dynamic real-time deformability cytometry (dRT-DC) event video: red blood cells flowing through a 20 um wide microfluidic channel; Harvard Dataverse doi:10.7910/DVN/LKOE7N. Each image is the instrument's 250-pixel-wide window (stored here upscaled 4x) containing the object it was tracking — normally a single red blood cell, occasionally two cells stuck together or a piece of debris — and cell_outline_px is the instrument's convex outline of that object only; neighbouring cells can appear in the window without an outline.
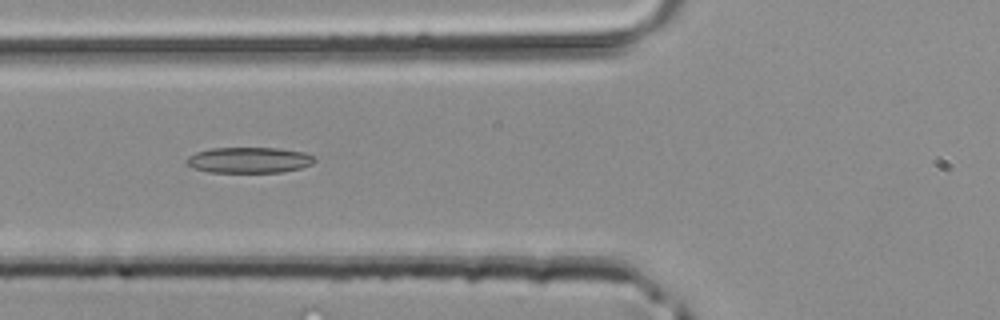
{"species": "common noctule bat (a hibernating species)", "species_latin": "Nyctalus noctula", "temperature_condition": "room temperature", "stored_images_in_passage": 43, "camera_frame_rate_fps": 3000, "um_per_image_px": 0.085, "animal": {"sex": "male", "body_mass_g": 20.4}, "frame": {"image": 1, "passage_image": 16, "time_ms": 5.0, "image_size_px": [1000, 320], "cell_outline_px": [[316, 160], [312, 164], [300, 168], [280, 172], [208, 172], [192, 168], [184, 160], [188, 156], [196, 152], [212, 148], [280, 148], [304, 152], [312, 156]], "centroid_in_image_um": [21.14, 13.6], "position_along_channel_um": 104.7, "area_um2": 19.25}}
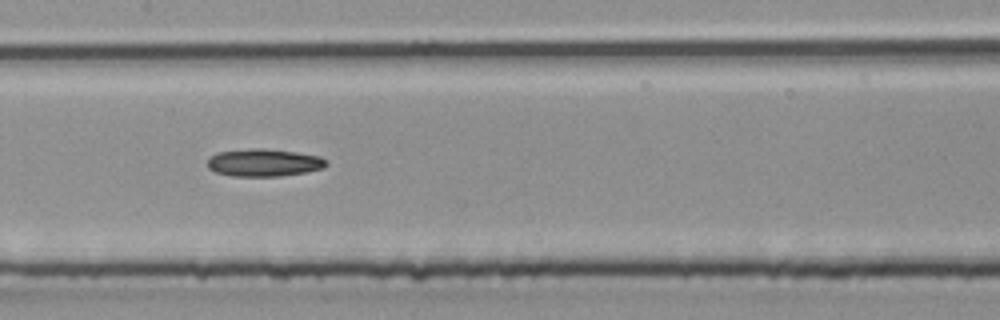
{"frame": {"image": 2, "passage_image": 21, "time_ms": 6.667, "image_size_px": [1000, 320], "cell_outline_px": [[328, 164], [324, 168], [304, 172], [280, 176], [232, 176], [216, 172], [208, 168], [208, 160], [216, 152], [252, 148], [264, 148], [296, 152], [320, 156], [328, 160]], "centroid_in_image_um": [22.45, 13.82], "position_along_channel_um": 184.9, "area_um2": 19.13}}
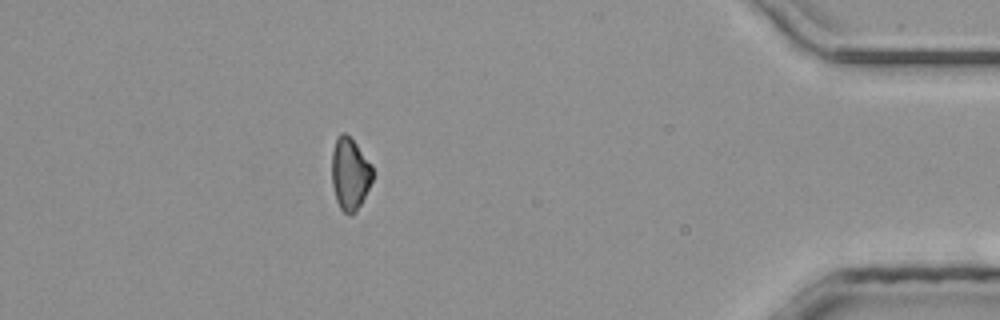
{"frame": {"image": 3, "passage_image": 38, "time_ms": 12.333, "image_size_px": [1000, 320], "cell_outline_px": [[372, 180], [356, 212], [352, 216], [348, 216], [340, 208], [336, 200], [332, 184], [332, 152], [336, 136], [340, 132], [344, 132], [356, 144], [372, 164]], "centroid_in_image_um": [29.72, 14.78], "position_along_channel_um": 405.5, "area_um2": 17.17}}